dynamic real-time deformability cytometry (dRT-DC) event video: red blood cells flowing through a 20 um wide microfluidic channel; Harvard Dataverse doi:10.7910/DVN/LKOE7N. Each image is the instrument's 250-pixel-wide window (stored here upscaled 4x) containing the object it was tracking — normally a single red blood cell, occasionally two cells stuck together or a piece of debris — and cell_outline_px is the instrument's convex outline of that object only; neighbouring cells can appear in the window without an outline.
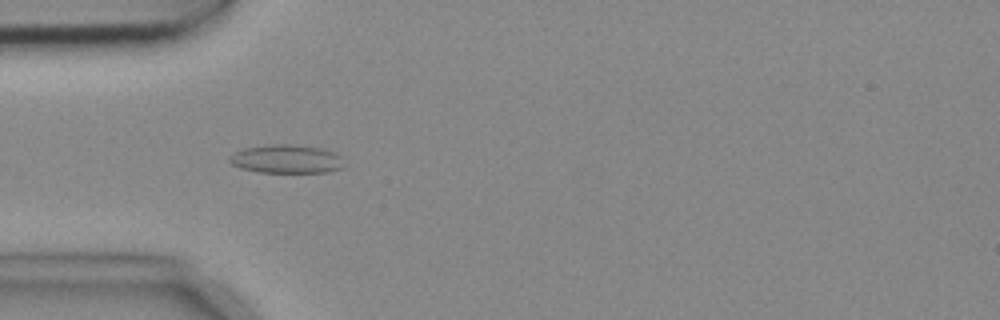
{"species": "common noctule bat (a hibernating species)", "species_latin": "Nyctalus noctula", "temperature_condition": "cold", "stored_images_in_passage": 5, "camera_frame_rate_fps": 3000, "um_per_image_px": 0.085, "animal": {"sex": "female", "body_mass_g": 18.4}, "frame": {"image": 1, "passage_image": 4, "time_ms": 1.0, "image_size_px": [1000, 320], "cell_outline_px": [[344, 168], [328, 172], [260, 172], [240, 168], [232, 164], [228, 160], [228, 156], [244, 148], [268, 144], [288, 144], [324, 148], [336, 152], [340, 156]], "centroid_in_image_um": [24.36, 13.51], "position_along_channel_um": 60.6, "area_um2": 19.19}}